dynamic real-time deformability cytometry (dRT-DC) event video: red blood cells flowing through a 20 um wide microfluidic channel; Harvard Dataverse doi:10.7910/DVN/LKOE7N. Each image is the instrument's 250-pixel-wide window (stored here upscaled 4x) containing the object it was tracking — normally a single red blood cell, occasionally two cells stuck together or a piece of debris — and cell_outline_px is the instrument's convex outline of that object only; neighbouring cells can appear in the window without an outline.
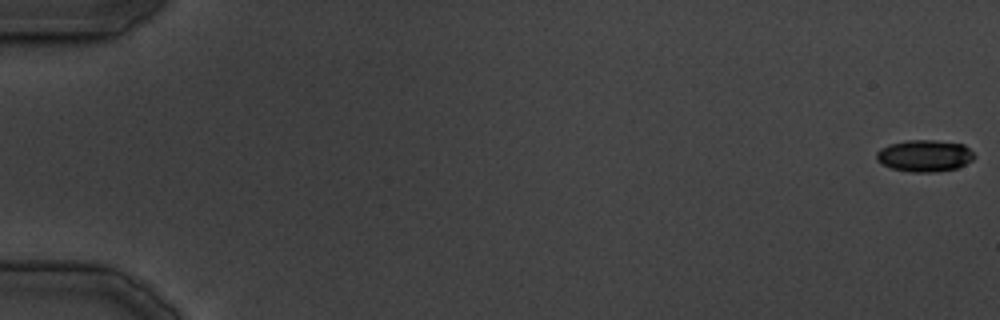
{"species": "common noctule bat (a hibernating species)", "species_latin": "Nyctalus noctula", "temperature_condition": "cold", "stored_images_in_passage": 28, "camera_frame_rate_fps": 3000, "um_per_image_px": 0.085, "animal": {"sex": "male", "body_mass_g": 19.5, "forearm_length_mm": 54.6}, "frame": {"image": 1, "passage_image": 1, "time_ms": 0.0, "image_size_px": [1000, 320], "cell_outline_px": [[976, 156], [972, 160], [956, 168], [936, 172], [912, 172], [892, 168], [876, 160], [876, 152], [880, 148], [888, 144], [908, 140], [936, 140], [964, 144]], "centroid_in_image_um": [78.58, 13.23], "position_along_channel_um": 6.4, "area_um2": 18.09}}